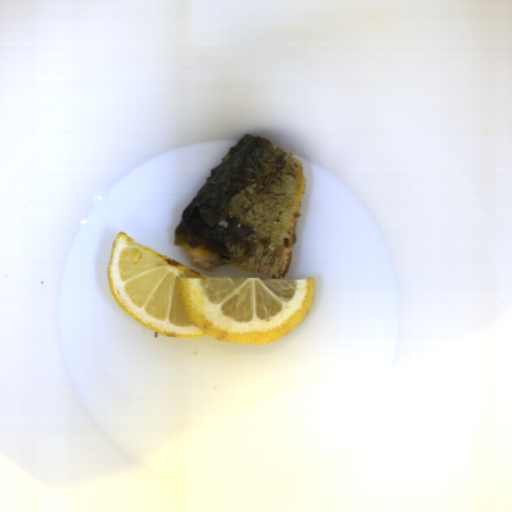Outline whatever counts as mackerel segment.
I'll list each match as a JSON object with an SVG mask.
<instances>
[{
	"instance_id": "obj_1",
	"label": "mackerel segment",
	"mask_w": 512,
	"mask_h": 512,
	"mask_svg": "<svg viewBox=\"0 0 512 512\" xmlns=\"http://www.w3.org/2000/svg\"><path fill=\"white\" fill-rule=\"evenodd\" d=\"M304 189L303 165L294 154L244 135L182 211L174 246L195 269L230 264L283 279L293 263Z\"/></svg>"
}]
</instances>
